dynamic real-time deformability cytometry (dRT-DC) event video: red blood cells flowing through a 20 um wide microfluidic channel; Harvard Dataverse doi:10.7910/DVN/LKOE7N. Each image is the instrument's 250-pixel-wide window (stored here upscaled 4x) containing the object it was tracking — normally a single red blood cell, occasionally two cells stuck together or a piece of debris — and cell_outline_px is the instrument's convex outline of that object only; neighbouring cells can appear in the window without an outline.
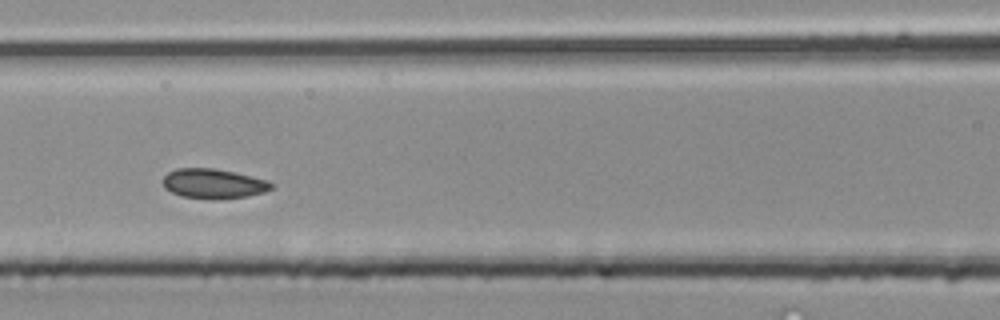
{"species": "common noctule bat (a hibernating species)", "species_latin": "Nyctalus noctula", "temperature_condition": "room temperature", "stored_images_in_passage": 13, "camera_frame_rate_fps": 3000, "um_per_image_px": 0.085, "animal": {"sex": "male", "body_mass_g": 20.4}, "frame": {"image": 1, "passage_image": 8, "time_ms": 2.333, "image_size_px": [1000, 320], "cell_outline_px": [[276, 184], [272, 188], [264, 192], [248, 196], [212, 200], [180, 196], [164, 188], [160, 180], [168, 172], [176, 168], [212, 168], [232, 172], [268, 180]], "centroid_in_image_um": [18.11, 15.62], "position_along_channel_um": 148.5, "area_um2": 19.02}}